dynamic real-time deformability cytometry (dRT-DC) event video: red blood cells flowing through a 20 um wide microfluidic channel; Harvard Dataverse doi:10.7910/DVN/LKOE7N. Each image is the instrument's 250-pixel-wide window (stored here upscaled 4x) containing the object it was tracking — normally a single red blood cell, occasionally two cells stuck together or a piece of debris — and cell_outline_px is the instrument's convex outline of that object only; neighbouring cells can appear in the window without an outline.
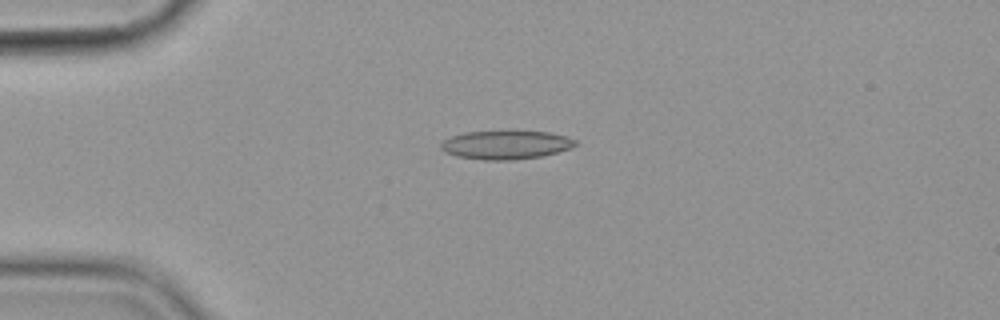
{"species": "common noctule bat (a hibernating species)", "species_latin": "Nyctalus noctula", "temperature_condition": "cold", "stored_images_in_passage": 2, "camera_frame_rate_fps": 3000, "um_per_image_px": 0.085, "animal": {"sex": "female", "body_mass_g": 19.9}, "frame": {"image": 1, "passage_image": 1, "time_ms": 0.0, "image_size_px": [1000, 320], "cell_outline_px": [[576, 144], [572, 148], [540, 156], [512, 160], [484, 160], [456, 156], [444, 152], [440, 148], [440, 144], [444, 140], [452, 136], [464, 132], [548, 132], [564, 136], [576, 140]], "centroid_in_image_um": [42.96, 12.33], "position_along_channel_um": 42.0, "area_um2": 22.08}}